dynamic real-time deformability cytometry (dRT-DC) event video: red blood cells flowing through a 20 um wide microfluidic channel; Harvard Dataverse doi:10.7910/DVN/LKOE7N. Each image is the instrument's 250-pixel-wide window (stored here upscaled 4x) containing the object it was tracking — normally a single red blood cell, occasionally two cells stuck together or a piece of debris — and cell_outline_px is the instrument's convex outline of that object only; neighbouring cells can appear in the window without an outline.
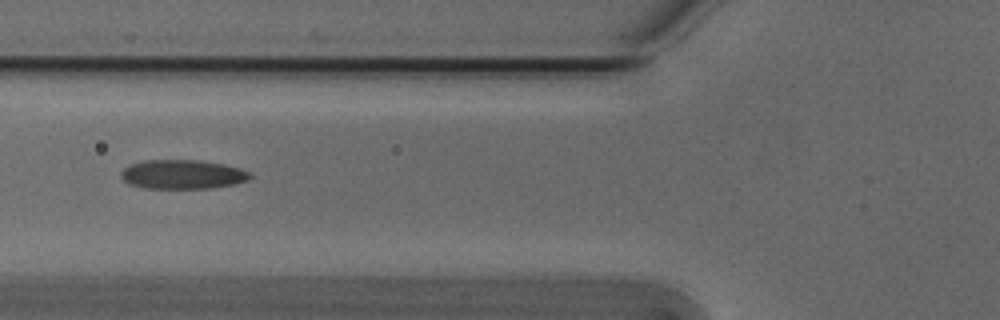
{"species": "Egyptian fruit bat (a non-hibernating species)", "species_latin": "Rousettus aegyptiacus", "temperature_condition": "cold", "stored_images_in_passage": 38, "camera_frame_rate_fps": 3000, "um_per_image_px": 0.085, "animal": {"sex": "male"}, "frame": {"image": 1, "passage_image": 6, "time_ms": 1.667, "image_size_px": [1000, 320], "cell_outline_px": [[252, 176], [248, 180], [236, 184], [212, 188], [148, 188], [128, 184], [120, 176], [120, 172], [124, 168], [132, 164], [144, 160], [200, 160], [224, 164], [240, 168], [248, 172]], "centroid_in_image_um": [15.52, 14.82], "position_along_channel_um": 110.3, "area_um2": 21.96}}
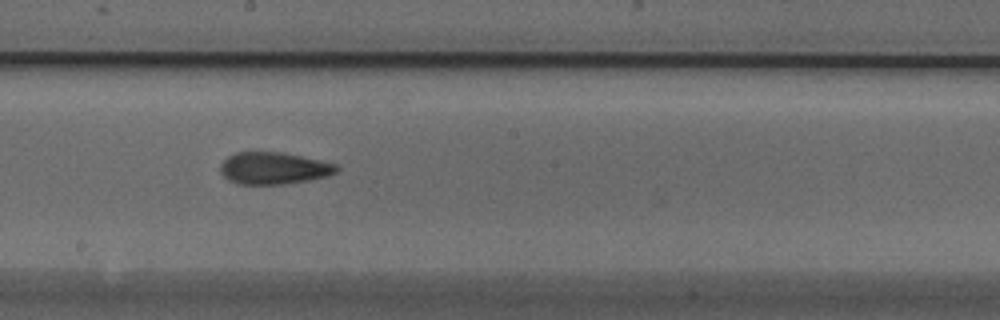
{"frame": {"image": 2, "passage_image": 15, "time_ms": 4.667, "image_size_px": [1000, 320], "cell_outline_px": [[340, 168], [336, 172], [328, 176], [288, 184], [236, 184], [228, 180], [220, 172], [220, 164], [228, 156], [236, 152], [280, 152], [320, 160], [336, 164]], "centroid_in_image_um": [23.25, 14.3], "position_along_channel_um": 224.9, "area_um2": 21.73}}
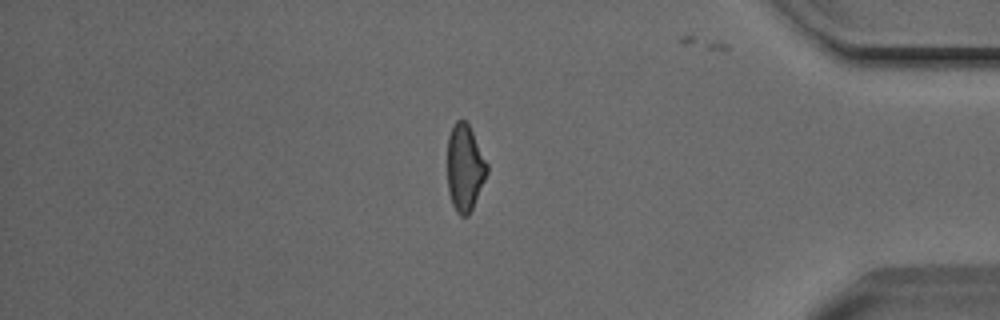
{"frame": {"image": 3, "passage_image": 31, "time_ms": 10.0, "image_size_px": [1000, 320], "cell_outline_px": [[488, 172], [472, 208], [468, 216], [460, 216], [456, 212], [452, 204], [448, 192], [448, 136], [456, 120], [464, 120], [468, 124], [488, 164]], "centroid_in_image_um": [39.5, 14.28], "position_along_channel_um": 395.7, "area_um2": 19.83}, "authors_computed_cell_mechanics": {"area_um2": 21.2993, "velocity_mm_per_s": 3.8248, "shape_relaxation_time_tau1_ms": 3.7963, "shape_relaxation_time_tau2_ms": 2.216, "deformation_change_tau1": 0.1621, "deformation_change_tau2": 0.1106}}